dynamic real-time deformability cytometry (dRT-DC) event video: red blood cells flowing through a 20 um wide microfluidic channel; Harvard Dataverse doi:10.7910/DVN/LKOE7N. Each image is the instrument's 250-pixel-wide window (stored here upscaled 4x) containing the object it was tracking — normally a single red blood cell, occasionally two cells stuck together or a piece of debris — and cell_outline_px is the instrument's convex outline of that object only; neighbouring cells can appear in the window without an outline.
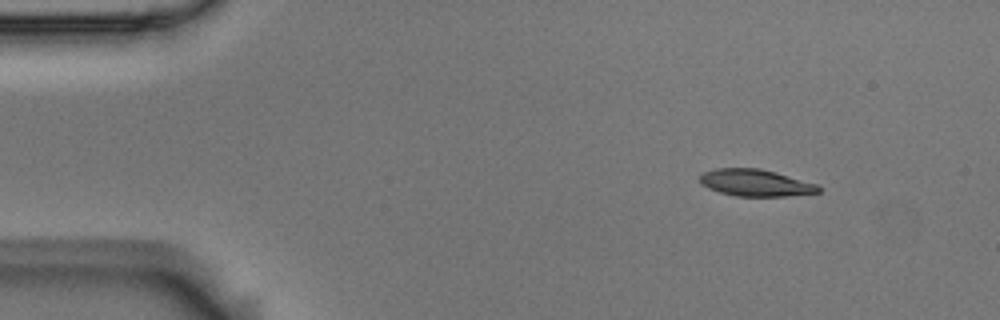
{"species": "Egyptian fruit bat (a non-hibernating species)", "species_latin": "Rousettus aegyptiacus", "temperature_condition": "room temperature", "stored_images_in_passage": 3, "camera_frame_rate_fps": 3000, "um_per_image_px": 0.085, "animal": {"sex": "male"}, "frame": {"image": 1, "passage_image": 1, "time_ms": 0.0, "image_size_px": [1000, 320], "cell_outline_px": [[820, 192], [784, 196], [736, 196], [720, 192], [708, 188], [700, 184], [700, 176], [704, 172], [716, 168], [760, 168], [776, 172], [820, 184]], "centroid_in_image_um": [64.24, 15.53], "position_along_channel_um": 20.8, "area_um2": 18.67}}